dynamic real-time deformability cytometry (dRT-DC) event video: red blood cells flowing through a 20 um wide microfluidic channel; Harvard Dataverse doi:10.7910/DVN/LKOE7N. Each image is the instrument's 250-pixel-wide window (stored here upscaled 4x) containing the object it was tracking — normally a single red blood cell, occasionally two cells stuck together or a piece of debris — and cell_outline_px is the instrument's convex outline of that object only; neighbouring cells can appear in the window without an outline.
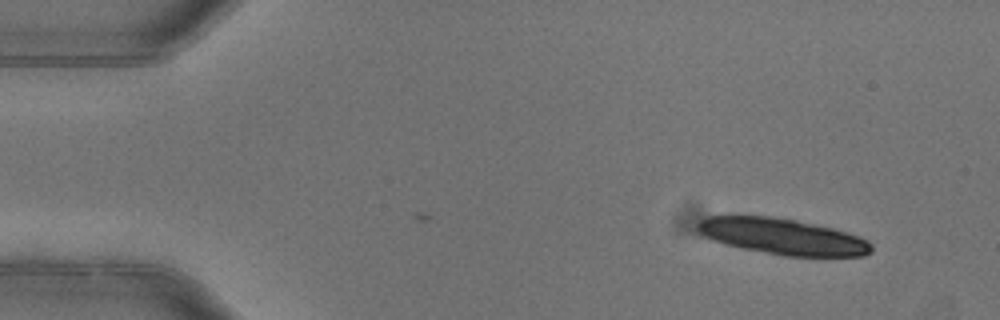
{"species": "common noctule bat (a hibernating species)", "species_latin": "Nyctalus noctula", "temperature_condition": "warm", "stored_images_in_passage": 5, "camera_frame_rate_fps": 3000, "um_per_image_px": 0.085, "animal": {"sex": "female"}, "frame": {"image": 1, "passage_image": 1, "time_ms": 0.0, "image_size_px": [1000, 320], "cell_outline_px": [[872, 252], [864, 256], [784, 256], [740, 248], [724, 244], [712, 240], [696, 232], [696, 224], [700, 220], [708, 216], [772, 216], [796, 220], [832, 228], [868, 240], [872, 244]], "centroid_in_image_um": [66.47, 20.1], "position_along_channel_um": 18.5, "area_um2": 36.65}}
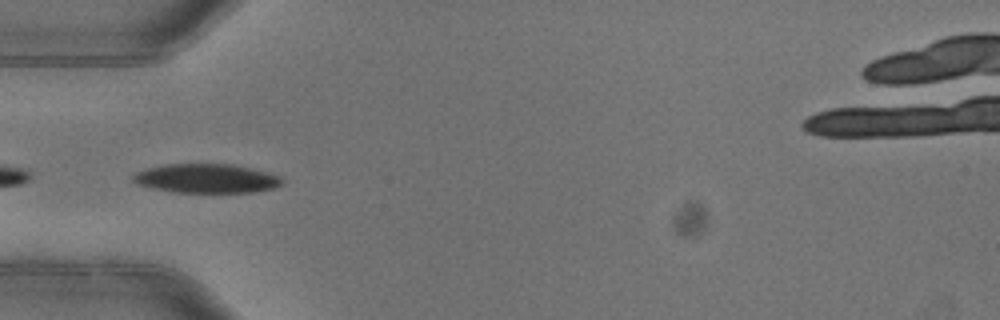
{"frame": {"image": 2, "passage_image": 4, "time_ms": 1.0, "image_size_px": [1000, 320], "cell_outline_px": [[284, 180], [280, 184], [272, 188], [252, 192], [172, 192], [136, 184], [132, 180], [132, 176], [136, 172], [144, 168], [164, 164], [232, 164], [252, 168], [268, 172], [280, 176]], "centroid_in_image_um": [17.51, 15.15], "position_along_channel_um": 67.5, "area_um2": 25.32}}
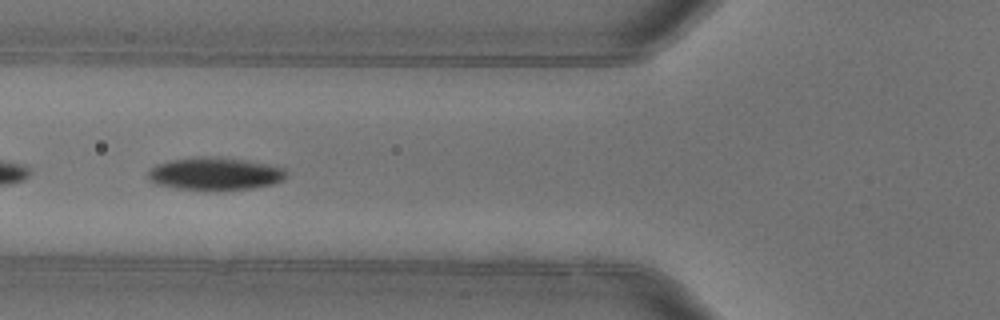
{"frame": {"image": 3, "passage_image": 5, "time_ms": 1.333, "image_size_px": [1000, 320], "cell_outline_px": [[288, 176], [284, 180], [272, 184], [252, 188], [176, 188], [156, 184], [148, 180], [148, 172], [156, 164], [168, 160], [200, 156], [244, 160], [284, 168], [288, 172]], "centroid_in_image_um": [18.26, 14.74], "position_along_channel_um": 107.5, "area_um2": 25.61}}